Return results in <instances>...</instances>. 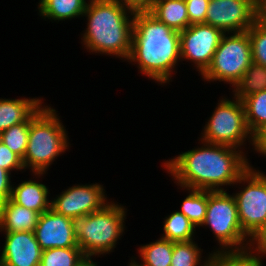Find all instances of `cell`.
<instances>
[{
  "label": "cell",
  "instance_id": "33",
  "mask_svg": "<svg viewBox=\"0 0 266 266\" xmlns=\"http://www.w3.org/2000/svg\"><path fill=\"white\" fill-rule=\"evenodd\" d=\"M11 173L0 167V203L11 198L12 182Z\"/></svg>",
  "mask_w": 266,
  "mask_h": 266
},
{
  "label": "cell",
  "instance_id": "38",
  "mask_svg": "<svg viewBox=\"0 0 266 266\" xmlns=\"http://www.w3.org/2000/svg\"><path fill=\"white\" fill-rule=\"evenodd\" d=\"M266 2V0H252V3L254 4V6L256 7V9L258 10L264 3Z\"/></svg>",
  "mask_w": 266,
  "mask_h": 266
},
{
  "label": "cell",
  "instance_id": "10",
  "mask_svg": "<svg viewBox=\"0 0 266 266\" xmlns=\"http://www.w3.org/2000/svg\"><path fill=\"white\" fill-rule=\"evenodd\" d=\"M225 33L209 24H193L180 31L181 59L194 63L202 75L209 67L213 55Z\"/></svg>",
  "mask_w": 266,
  "mask_h": 266
},
{
  "label": "cell",
  "instance_id": "26",
  "mask_svg": "<svg viewBox=\"0 0 266 266\" xmlns=\"http://www.w3.org/2000/svg\"><path fill=\"white\" fill-rule=\"evenodd\" d=\"M30 118L23 123L11 126L0 133V140L22 160L26 153Z\"/></svg>",
  "mask_w": 266,
  "mask_h": 266
},
{
  "label": "cell",
  "instance_id": "18",
  "mask_svg": "<svg viewBox=\"0 0 266 266\" xmlns=\"http://www.w3.org/2000/svg\"><path fill=\"white\" fill-rule=\"evenodd\" d=\"M148 12L179 32L190 26L185 0H155Z\"/></svg>",
  "mask_w": 266,
  "mask_h": 266
},
{
  "label": "cell",
  "instance_id": "35",
  "mask_svg": "<svg viewBox=\"0 0 266 266\" xmlns=\"http://www.w3.org/2000/svg\"><path fill=\"white\" fill-rule=\"evenodd\" d=\"M133 12L149 11L155 0H117Z\"/></svg>",
  "mask_w": 266,
  "mask_h": 266
},
{
  "label": "cell",
  "instance_id": "4",
  "mask_svg": "<svg viewBox=\"0 0 266 266\" xmlns=\"http://www.w3.org/2000/svg\"><path fill=\"white\" fill-rule=\"evenodd\" d=\"M56 112L44 105L30 117L27 149L22 163L24 169H31L39 178L69 148L66 129Z\"/></svg>",
  "mask_w": 266,
  "mask_h": 266
},
{
  "label": "cell",
  "instance_id": "20",
  "mask_svg": "<svg viewBox=\"0 0 266 266\" xmlns=\"http://www.w3.org/2000/svg\"><path fill=\"white\" fill-rule=\"evenodd\" d=\"M233 88L232 92H234V98L239 100L262 90H266V67L252 62Z\"/></svg>",
  "mask_w": 266,
  "mask_h": 266
},
{
  "label": "cell",
  "instance_id": "39",
  "mask_svg": "<svg viewBox=\"0 0 266 266\" xmlns=\"http://www.w3.org/2000/svg\"><path fill=\"white\" fill-rule=\"evenodd\" d=\"M129 266H138V265L131 259Z\"/></svg>",
  "mask_w": 266,
  "mask_h": 266
},
{
  "label": "cell",
  "instance_id": "24",
  "mask_svg": "<svg viewBox=\"0 0 266 266\" xmlns=\"http://www.w3.org/2000/svg\"><path fill=\"white\" fill-rule=\"evenodd\" d=\"M189 195L181 204L183 213L196 227L204 222L207 211V190L186 189Z\"/></svg>",
  "mask_w": 266,
  "mask_h": 266
},
{
  "label": "cell",
  "instance_id": "19",
  "mask_svg": "<svg viewBox=\"0 0 266 266\" xmlns=\"http://www.w3.org/2000/svg\"><path fill=\"white\" fill-rule=\"evenodd\" d=\"M38 9L42 18L51 21L69 20L83 16L87 7L86 0H40Z\"/></svg>",
  "mask_w": 266,
  "mask_h": 266
},
{
  "label": "cell",
  "instance_id": "34",
  "mask_svg": "<svg viewBox=\"0 0 266 266\" xmlns=\"http://www.w3.org/2000/svg\"><path fill=\"white\" fill-rule=\"evenodd\" d=\"M252 146L253 150L260 153V155L266 156V125L260 127L253 135H252Z\"/></svg>",
  "mask_w": 266,
  "mask_h": 266
},
{
  "label": "cell",
  "instance_id": "6",
  "mask_svg": "<svg viewBox=\"0 0 266 266\" xmlns=\"http://www.w3.org/2000/svg\"><path fill=\"white\" fill-rule=\"evenodd\" d=\"M204 225L211 228L221 247L213 253L249 252L251 238L242 230L233 194L226 191H207V211L201 226Z\"/></svg>",
  "mask_w": 266,
  "mask_h": 266
},
{
  "label": "cell",
  "instance_id": "5",
  "mask_svg": "<svg viewBox=\"0 0 266 266\" xmlns=\"http://www.w3.org/2000/svg\"><path fill=\"white\" fill-rule=\"evenodd\" d=\"M125 209L111 201L98 211L72 218L77 245L85 256L104 255L116 248L125 230Z\"/></svg>",
  "mask_w": 266,
  "mask_h": 266
},
{
  "label": "cell",
  "instance_id": "17",
  "mask_svg": "<svg viewBox=\"0 0 266 266\" xmlns=\"http://www.w3.org/2000/svg\"><path fill=\"white\" fill-rule=\"evenodd\" d=\"M42 105L41 98L0 99V133L26 122Z\"/></svg>",
  "mask_w": 266,
  "mask_h": 266
},
{
  "label": "cell",
  "instance_id": "14",
  "mask_svg": "<svg viewBox=\"0 0 266 266\" xmlns=\"http://www.w3.org/2000/svg\"><path fill=\"white\" fill-rule=\"evenodd\" d=\"M0 264L4 266H40L42 250L34 231L4 232Z\"/></svg>",
  "mask_w": 266,
  "mask_h": 266
},
{
  "label": "cell",
  "instance_id": "23",
  "mask_svg": "<svg viewBox=\"0 0 266 266\" xmlns=\"http://www.w3.org/2000/svg\"><path fill=\"white\" fill-rule=\"evenodd\" d=\"M241 101L247 127L253 135L260 127L266 125V90L249 95Z\"/></svg>",
  "mask_w": 266,
  "mask_h": 266
},
{
  "label": "cell",
  "instance_id": "11",
  "mask_svg": "<svg viewBox=\"0 0 266 266\" xmlns=\"http://www.w3.org/2000/svg\"><path fill=\"white\" fill-rule=\"evenodd\" d=\"M257 20L258 10L252 0H212L205 24L229 34L246 32Z\"/></svg>",
  "mask_w": 266,
  "mask_h": 266
},
{
  "label": "cell",
  "instance_id": "30",
  "mask_svg": "<svg viewBox=\"0 0 266 266\" xmlns=\"http://www.w3.org/2000/svg\"><path fill=\"white\" fill-rule=\"evenodd\" d=\"M209 3L208 0H185L190 25L205 23Z\"/></svg>",
  "mask_w": 266,
  "mask_h": 266
},
{
  "label": "cell",
  "instance_id": "9",
  "mask_svg": "<svg viewBox=\"0 0 266 266\" xmlns=\"http://www.w3.org/2000/svg\"><path fill=\"white\" fill-rule=\"evenodd\" d=\"M237 183H247L234 197L242 230L252 238L266 221V175L250 166Z\"/></svg>",
  "mask_w": 266,
  "mask_h": 266
},
{
  "label": "cell",
  "instance_id": "22",
  "mask_svg": "<svg viewBox=\"0 0 266 266\" xmlns=\"http://www.w3.org/2000/svg\"><path fill=\"white\" fill-rule=\"evenodd\" d=\"M161 238L172 242H188L195 238L196 226L180 211H175L164 220Z\"/></svg>",
  "mask_w": 266,
  "mask_h": 266
},
{
  "label": "cell",
  "instance_id": "40",
  "mask_svg": "<svg viewBox=\"0 0 266 266\" xmlns=\"http://www.w3.org/2000/svg\"><path fill=\"white\" fill-rule=\"evenodd\" d=\"M260 22L266 24V20H259Z\"/></svg>",
  "mask_w": 266,
  "mask_h": 266
},
{
  "label": "cell",
  "instance_id": "31",
  "mask_svg": "<svg viewBox=\"0 0 266 266\" xmlns=\"http://www.w3.org/2000/svg\"><path fill=\"white\" fill-rule=\"evenodd\" d=\"M0 167L11 173L12 170H23L24 166L22 159L14 152H12L0 140Z\"/></svg>",
  "mask_w": 266,
  "mask_h": 266
},
{
  "label": "cell",
  "instance_id": "36",
  "mask_svg": "<svg viewBox=\"0 0 266 266\" xmlns=\"http://www.w3.org/2000/svg\"><path fill=\"white\" fill-rule=\"evenodd\" d=\"M91 259L92 257L86 256L77 266H97V263L93 262Z\"/></svg>",
  "mask_w": 266,
  "mask_h": 266
},
{
  "label": "cell",
  "instance_id": "37",
  "mask_svg": "<svg viewBox=\"0 0 266 266\" xmlns=\"http://www.w3.org/2000/svg\"><path fill=\"white\" fill-rule=\"evenodd\" d=\"M258 20H266V2L258 9Z\"/></svg>",
  "mask_w": 266,
  "mask_h": 266
},
{
  "label": "cell",
  "instance_id": "15",
  "mask_svg": "<svg viewBox=\"0 0 266 266\" xmlns=\"http://www.w3.org/2000/svg\"><path fill=\"white\" fill-rule=\"evenodd\" d=\"M39 213L8 199L0 203V232L34 231Z\"/></svg>",
  "mask_w": 266,
  "mask_h": 266
},
{
  "label": "cell",
  "instance_id": "1",
  "mask_svg": "<svg viewBox=\"0 0 266 266\" xmlns=\"http://www.w3.org/2000/svg\"><path fill=\"white\" fill-rule=\"evenodd\" d=\"M201 142L202 147L182 152L164 163V169L182 189L224 191L222 186L235 185L251 166L242 150Z\"/></svg>",
  "mask_w": 266,
  "mask_h": 266
},
{
  "label": "cell",
  "instance_id": "2",
  "mask_svg": "<svg viewBox=\"0 0 266 266\" xmlns=\"http://www.w3.org/2000/svg\"><path fill=\"white\" fill-rule=\"evenodd\" d=\"M181 60L180 32L157 20L148 11L135 12L131 53L140 73L159 83H169Z\"/></svg>",
  "mask_w": 266,
  "mask_h": 266
},
{
  "label": "cell",
  "instance_id": "21",
  "mask_svg": "<svg viewBox=\"0 0 266 266\" xmlns=\"http://www.w3.org/2000/svg\"><path fill=\"white\" fill-rule=\"evenodd\" d=\"M138 252L142 262L139 264L133 259L138 266H171L173 242L159 238L155 242L142 245Z\"/></svg>",
  "mask_w": 266,
  "mask_h": 266
},
{
  "label": "cell",
  "instance_id": "13",
  "mask_svg": "<svg viewBox=\"0 0 266 266\" xmlns=\"http://www.w3.org/2000/svg\"><path fill=\"white\" fill-rule=\"evenodd\" d=\"M34 234L42 251L79 247L73 231L72 218L58 214L51 208L39 215Z\"/></svg>",
  "mask_w": 266,
  "mask_h": 266
},
{
  "label": "cell",
  "instance_id": "16",
  "mask_svg": "<svg viewBox=\"0 0 266 266\" xmlns=\"http://www.w3.org/2000/svg\"><path fill=\"white\" fill-rule=\"evenodd\" d=\"M48 187L34 180L22 181L17 186L12 185L11 200L19 206L34 210L39 214L51 208L48 198Z\"/></svg>",
  "mask_w": 266,
  "mask_h": 266
},
{
  "label": "cell",
  "instance_id": "3",
  "mask_svg": "<svg viewBox=\"0 0 266 266\" xmlns=\"http://www.w3.org/2000/svg\"><path fill=\"white\" fill-rule=\"evenodd\" d=\"M134 14L117 0H89L83 14L88 20L81 38L84 48L89 52L128 60Z\"/></svg>",
  "mask_w": 266,
  "mask_h": 266
},
{
  "label": "cell",
  "instance_id": "32",
  "mask_svg": "<svg viewBox=\"0 0 266 266\" xmlns=\"http://www.w3.org/2000/svg\"><path fill=\"white\" fill-rule=\"evenodd\" d=\"M249 252L258 256L261 254V257L266 256V221L260 230L250 239Z\"/></svg>",
  "mask_w": 266,
  "mask_h": 266
},
{
  "label": "cell",
  "instance_id": "27",
  "mask_svg": "<svg viewBox=\"0 0 266 266\" xmlns=\"http://www.w3.org/2000/svg\"><path fill=\"white\" fill-rule=\"evenodd\" d=\"M201 248L195 241L173 242L171 266H206L207 259L201 265Z\"/></svg>",
  "mask_w": 266,
  "mask_h": 266
},
{
  "label": "cell",
  "instance_id": "29",
  "mask_svg": "<svg viewBox=\"0 0 266 266\" xmlns=\"http://www.w3.org/2000/svg\"><path fill=\"white\" fill-rule=\"evenodd\" d=\"M252 61L266 67V24L257 20L248 30Z\"/></svg>",
  "mask_w": 266,
  "mask_h": 266
},
{
  "label": "cell",
  "instance_id": "7",
  "mask_svg": "<svg viewBox=\"0 0 266 266\" xmlns=\"http://www.w3.org/2000/svg\"><path fill=\"white\" fill-rule=\"evenodd\" d=\"M229 34L222 36L202 78L208 82L224 81L234 87L253 61L248 32Z\"/></svg>",
  "mask_w": 266,
  "mask_h": 266
},
{
  "label": "cell",
  "instance_id": "28",
  "mask_svg": "<svg viewBox=\"0 0 266 266\" xmlns=\"http://www.w3.org/2000/svg\"><path fill=\"white\" fill-rule=\"evenodd\" d=\"M206 266H262V257L247 253H209Z\"/></svg>",
  "mask_w": 266,
  "mask_h": 266
},
{
  "label": "cell",
  "instance_id": "8",
  "mask_svg": "<svg viewBox=\"0 0 266 266\" xmlns=\"http://www.w3.org/2000/svg\"><path fill=\"white\" fill-rule=\"evenodd\" d=\"M234 99L222 98L217 103L201 133V141L241 149L247 139L252 145V134L246 124L243 103Z\"/></svg>",
  "mask_w": 266,
  "mask_h": 266
},
{
  "label": "cell",
  "instance_id": "12",
  "mask_svg": "<svg viewBox=\"0 0 266 266\" xmlns=\"http://www.w3.org/2000/svg\"><path fill=\"white\" fill-rule=\"evenodd\" d=\"M102 185H74L51 200V209L63 216L74 218L104 208L108 203Z\"/></svg>",
  "mask_w": 266,
  "mask_h": 266
},
{
  "label": "cell",
  "instance_id": "25",
  "mask_svg": "<svg viewBox=\"0 0 266 266\" xmlns=\"http://www.w3.org/2000/svg\"><path fill=\"white\" fill-rule=\"evenodd\" d=\"M85 257L80 247L52 248L42 251L40 266H77Z\"/></svg>",
  "mask_w": 266,
  "mask_h": 266
}]
</instances>
